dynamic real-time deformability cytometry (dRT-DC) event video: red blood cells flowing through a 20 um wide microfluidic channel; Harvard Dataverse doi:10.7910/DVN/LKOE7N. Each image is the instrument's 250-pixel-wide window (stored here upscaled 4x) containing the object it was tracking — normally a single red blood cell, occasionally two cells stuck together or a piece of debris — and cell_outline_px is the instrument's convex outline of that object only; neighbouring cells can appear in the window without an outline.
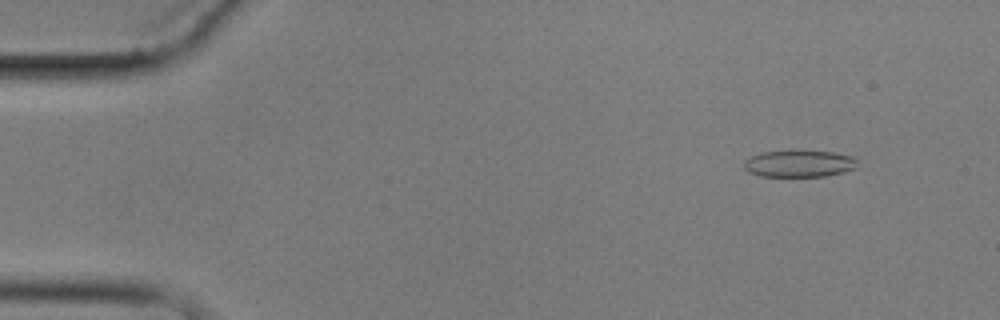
{"species": "common noctule bat (a hibernating species)", "species_latin": "Nyctalus noctula", "temperature_condition": "cold", "stored_images_in_passage": 5, "camera_frame_rate_fps": 3000, "um_per_image_px": 0.085, "animal": {"sex": "male", "body_mass_g": 17.9}, "frame": {"image": 1, "passage_image": 2, "time_ms": 1.333, "image_size_px": [1000, 320], "cell_outline_px": [[856, 168], [844, 172], [824, 176], [760, 176], [748, 172], [744, 168], [744, 160], [760, 152], [792, 148], [836, 152], [852, 156], [856, 160]], "centroid_in_image_um": [67.91, 13.86], "position_along_channel_um": 17.1, "area_um2": 18.5}}
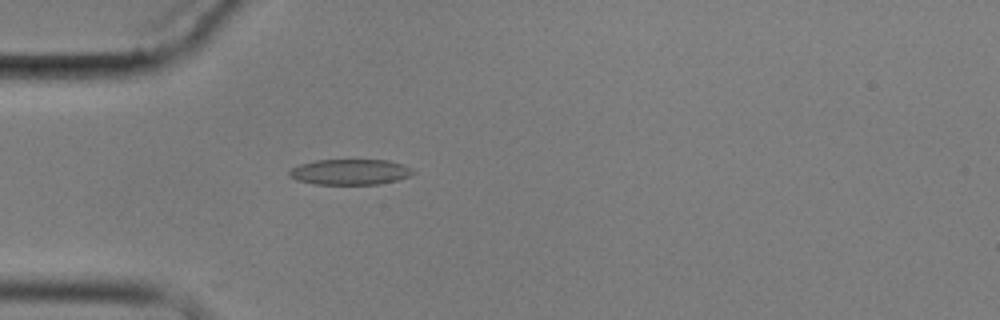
{"frame": {"image": 2, "passage_image": 5, "time_ms": 5.0, "image_size_px": [1000, 320], "cell_outline_px": [[416, 172], [408, 176], [396, 180], [380, 184], [316, 184], [296, 180], [288, 176], [288, 172], [292, 168], [300, 164], [316, 160], [388, 160], [412, 168]], "centroid_in_image_um": [29.73, 14.61], "position_along_channel_um": 55.3, "area_um2": 18.38}}